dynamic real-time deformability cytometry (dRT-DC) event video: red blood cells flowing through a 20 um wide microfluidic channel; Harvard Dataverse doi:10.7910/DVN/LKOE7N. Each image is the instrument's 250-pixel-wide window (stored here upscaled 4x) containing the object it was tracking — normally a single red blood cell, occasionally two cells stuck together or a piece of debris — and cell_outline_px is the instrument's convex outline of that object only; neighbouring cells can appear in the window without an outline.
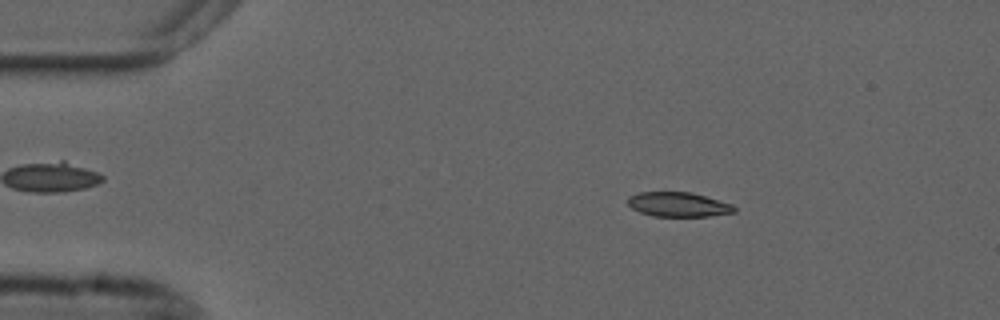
{"species": "common noctule bat (a hibernating species)", "species_latin": "Nyctalus noctula", "temperature_condition": "cold", "stored_images_in_passage": 22, "camera_frame_rate_fps": 3000, "um_per_image_px": 0.085, "animal": {"sex": "male", "forearm_length_mm": 52.5}, "frame": {"image": 1, "passage_image": 9, "time_ms": 2.667, "image_size_px": [1000, 320], "cell_outline_px": [[736, 212], [708, 216], [652, 216], [640, 212], [632, 208], [628, 204], [628, 196], [640, 192], [692, 192], [732, 204], [736, 208]], "centroid_in_image_um": [57.66, 17.38], "position_along_channel_um": 27.3, "area_um2": 15.2}}
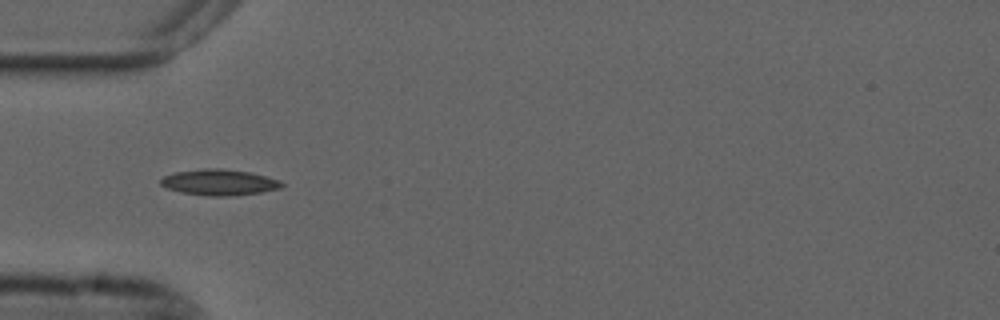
{"frame": {"image": 2, "passage_image": 17, "time_ms": 5.333, "image_size_px": [1000, 320], "cell_outline_px": [[284, 184], [280, 188], [260, 192], [232, 196], [208, 196], [180, 192], [168, 188], [160, 184], [160, 180], [164, 176], [176, 172], [204, 168], [220, 168], [252, 172], [280, 180]], "centroid_in_image_um": [18.65, 15.49], "position_along_channel_um": 66.4, "area_um2": 18.32}}